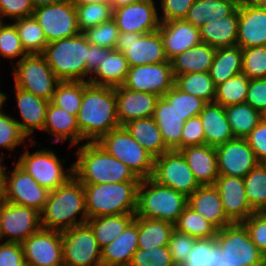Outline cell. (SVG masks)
<instances>
[{"mask_svg": "<svg viewBox=\"0 0 266 266\" xmlns=\"http://www.w3.org/2000/svg\"><path fill=\"white\" fill-rule=\"evenodd\" d=\"M77 124L86 142H97L103 135L120 127L115 87L83 81V97Z\"/></svg>", "mask_w": 266, "mask_h": 266, "instance_id": "1", "label": "cell"}, {"mask_svg": "<svg viewBox=\"0 0 266 266\" xmlns=\"http://www.w3.org/2000/svg\"><path fill=\"white\" fill-rule=\"evenodd\" d=\"M41 215L43 229L65 231L88 220L83 184L72 176L65 184L49 191Z\"/></svg>", "mask_w": 266, "mask_h": 266, "instance_id": "2", "label": "cell"}, {"mask_svg": "<svg viewBox=\"0 0 266 266\" xmlns=\"http://www.w3.org/2000/svg\"><path fill=\"white\" fill-rule=\"evenodd\" d=\"M79 147V148H78ZM74 151V176L82 184L140 181L123 162L110 155L97 142H84Z\"/></svg>", "mask_w": 266, "mask_h": 266, "instance_id": "3", "label": "cell"}, {"mask_svg": "<svg viewBox=\"0 0 266 266\" xmlns=\"http://www.w3.org/2000/svg\"><path fill=\"white\" fill-rule=\"evenodd\" d=\"M207 266H266V256L242 223H232L218 230L207 247Z\"/></svg>", "mask_w": 266, "mask_h": 266, "instance_id": "4", "label": "cell"}, {"mask_svg": "<svg viewBox=\"0 0 266 266\" xmlns=\"http://www.w3.org/2000/svg\"><path fill=\"white\" fill-rule=\"evenodd\" d=\"M139 182L83 184L87 218L136 214Z\"/></svg>", "mask_w": 266, "mask_h": 266, "instance_id": "5", "label": "cell"}, {"mask_svg": "<svg viewBox=\"0 0 266 266\" xmlns=\"http://www.w3.org/2000/svg\"><path fill=\"white\" fill-rule=\"evenodd\" d=\"M38 146L40 148L34 151H30L29 147ZM24 150L21 152L19 157L16 158L14 153L13 159L22 169H24L28 174H30L36 182L46 188L48 191L55 190L57 187L65 184L72 176L73 172V163L66 167L65 158H60L56 154L57 152L54 149H51V146L41 147L40 142L29 141L25 146ZM66 167V168H65Z\"/></svg>", "mask_w": 266, "mask_h": 266, "instance_id": "6", "label": "cell"}, {"mask_svg": "<svg viewBox=\"0 0 266 266\" xmlns=\"http://www.w3.org/2000/svg\"><path fill=\"white\" fill-rule=\"evenodd\" d=\"M188 206V197L152 178L141 179L138 185L136 216L175 224Z\"/></svg>", "mask_w": 266, "mask_h": 266, "instance_id": "7", "label": "cell"}, {"mask_svg": "<svg viewBox=\"0 0 266 266\" xmlns=\"http://www.w3.org/2000/svg\"><path fill=\"white\" fill-rule=\"evenodd\" d=\"M42 55L61 81L87 82L88 41L83 33L48 43Z\"/></svg>", "mask_w": 266, "mask_h": 266, "instance_id": "8", "label": "cell"}, {"mask_svg": "<svg viewBox=\"0 0 266 266\" xmlns=\"http://www.w3.org/2000/svg\"><path fill=\"white\" fill-rule=\"evenodd\" d=\"M11 169L2 163L0 194L3 200L42 212L49 191L22 169L15 161ZM9 169V170H7ZM10 174V175H9Z\"/></svg>", "mask_w": 266, "mask_h": 266, "instance_id": "9", "label": "cell"}, {"mask_svg": "<svg viewBox=\"0 0 266 266\" xmlns=\"http://www.w3.org/2000/svg\"><path fill=\"white\" fill-rule=\"evenodd\" d=\"M97 143L110 155L128 166L139 179L152 177L154 157L130 135L124 126L103 135Z\"/></svg>", "mask_w": 266, "mask_h": 266, "instance_id": "10", "label": "cell"}, {"mask_svg": "<svg viewBox=\"0 0 266 266\" xmlns=\"http://www.w3.org/2000/svg\"><path fill=\"white\" fill-rule=\"evenodd\" d=\"M13 86L51 101L61 80L53 73L42 54L24 56L11 68Z\"/></svg>", "mask_w": 266, "mask_h": 266, "instance_id": "11", "label": "cell"}, {"mask_svg": "<svg viewBox=\"0 0 266 266\" xmlns=\"http://www.w3.org/2000/svg\"><path fill=\"white\" fill-rule=\"evenodd\" d=\"M61 239L64 266H102V249L87 223L62 231Z\"/></svg>", "mask_w": 266, "mask_h": 266, "instance_id": "12", "label": "cell"}, {"mask_svg": "<svg viewBox=\"0 0 266 266\" xmlns=\"http://www.w3.org/2000/svg\"><path fill=\"white\" fill-rule=\"evenodd\" d=\"M151 178L158 184L170 187L187 197L200 187L185 158L177 150H169L154 158Z\"/></svg>", "mask_w": 266, "mask_h": 266, "instance_id": "13", "label": "cell"}, {"mask_svg": "<svg viewBox=\"0 0 266 266\" xmlns=\"http://www.w3.org/2000/svg\"><path fill=\"white\" fill-rule=\"evenodd\" d=\"M114 50L124 54L129 67L168 61L158 31L147 34L120 31Z\"/></svg>", "mask_w": 266, "mask_h": 266, "instance_id": "14", "label": "cell"}, {"mask_svg": "<svg viewBox=\"0 0 266 266\" xmlns=\"http://www.w3.org/2000/svg\"><path fill=\"white\" fill-rule=\"evenodd\" d=\"M32 15L43 29L48 43L81 33L75 4L71 0L35 8Z\"/></svg>", "mask_w": 266, "mask_h": 266, "instance_id": "15", "label": "cell"}, {"mask_svg": "<svg viewBox=\"0 0 266 266\" xmlns=\"http://www.w3.org/2000/svg\"><path fill=\"white\" fill-rule=\"evenodd\" d=\"M41 228L40 212L3 200L0 212L2 241L22 244Z\"/></svg>", "mask_w": 266, "mask_h": 266, "instance_id": "16", "label": "cell"}, {"mask_svg": "<svg viewBox=\"0 0 266 266\" xmlns=\"http://www.w3.org/2000/svg\"><path fill=\"white\" fill-rule=\"evenodd\" d=\"M171 61L129 67L125 88L163 97L174 85Z\"/></svg>", "mask_w": 266, "mask_h": 266, "instance_id": "17", "label": "cell"}, {"mask_svg": "<svg viewBox=\"0 0 266 266\" xmlns=\"http://www.w3.org/2000/svg\"><path fill=\"white\" fill-rule=\"evenodd\" d=\"M21 245L26 266H63L60 231L41 228Z\"/></svg>", "mask_w": 266, "mask_h": 266, "instance_id": "18", "label": "cell"}, {"mask_svg": "<svg viewBox=\"0 0 266 266\" xmlns=\"http://www.w3.org/2000/svg\"><path fill=\"white\" fill-rule=\"evenodd\" d=\"M157 0H140L114 9L113 19L119 31L147 34L158 31L160 17Z\"/></svg>", "mask_w": 266, "mask_h": 266, "instance_id": "19", "label": "cell"}, {"mask_svg": "<svg viewBox=\"0 0 266 266\" xmlns=\"http://www.w3.org/2000/svg\"><path fill=\"white\" fill-rule=\"evenodd\" d=\"M215 151L219 175L244 178L259 163L244 138H233Z\"/></svg>", "mask_w": 266, "mask_h": 266, "instance_id": "20", "label": "cell"}, {"mask_svg": "<svg viewBox=\"0 0 266 266\" xmlns=\"http://www.w3.org/2000/svg\"><path fill=\"white\" fill-rule=\"evenodd\" d=\"M12 89L15 94V108L20 116L19 119H14L29 141H35V135L32 134L36 133L35 131L43 132L50 101L15 86Z\"/></svg>", "mask_w": 266, "mask_h": 266, "instance_id": "21", "label": "cell"}, {"mask_svg": "<svg viewBox=\"0 0 266 266\" xmlns=\"http://www.w3.org/2000/svg\"><path fill=\"white\" fill-rule=\"evenodd\" d=\"M214 186L219 191L224 212L232 223H242L255 213L247 201L243 178L219 175Z\"/></svg>", "mask_w": 266, "mask_h": 266, "instance_id": "22", "label": "cell"}, {"mask_svg": "<svg viewBox=\"0 0 266 266\" xmlns=\"http://www.w3.org/2000/svg\"><path fill=\"white\" fill-rule=\"evenodd\" d=\"M115 95L120 126L132 120L153 117L160 98L151 93L132 91L123 85L115 87Z\"/></svg>", "mask_w": 266, "mask_h": 266, "instance_id": "23", "label": "cell"}, {"mask_svg": "<svg viewBox=\"0 0 266 266\" xmlns=\"http://www.w3.org/2000/svg\"><path fill=\"white\" fill-rule=\"evenodd\" d=\"M158 32L169 61L202 42L199 29L184 19L161 22Z\"/></svg>", "mask_w": 266, "mask_h": 266, "instance_id": "24", "label": "cell"}, {"mask_svg": "<svg viewBox=\"0 0 266 266\" xmlns=\"http://www.w3.org/2000/svg\"><path fill=\"white\" fill-rule=\"evenodd\" d=\"M43 133L50 134L51 144L68 142L69 149L86 142L78 129L77 116L49 102Z\"/></svg>", "mask_w": 266, "mask_h": 266, "instance_id": "25", "label": "cell"}, {"mask_svg": "<svg viewBox=\"0 0 266 266\" xmlns=\"http://www.w3.org/2000/svg\"><path fill=\"white\" fill-rule=\"evenodd\" d=\"M237 46L242 49L266 46V8L252 7L239 2Z\"/></svg>", "mask_w": 266, "mask_h": 266, "instance_id": "26", "label": "cell"}, {"mask_svg": "<svg viewBox=\"0 0 266 266\" xmlns=\"http://www.w3.org/2000/svg\"><path fill=\"white\" fill-rule=\"evenodd\" d=\"M188 206L202 215L217 230L232 224L224 212L219 191L214 185L200 186L188 197Z\"/></svg>", "mask_w": 266, "mask_h": 266, "instance_id": "27", "label": "cell"}, {"mask_svg": "<svg viewBox=\"0 0 266 266\" xmlns=\"http://www.w3.org/2000/svg\"><path fill=\"white\" fill-rule=\"evenodd\" d=\"M200 186L214 185L219 177L215 147L189 146L179 150Z\"/></svg>", "mask_w": 266, "mask_h": 266, "instance_id": "28", "label": "cell"}, {"mask_svg": "<svg viewBox=\"0 0 266 266\" xmlns=\"http://www.w3.org/2000/svg\"><path fill=\"white\" fill-rule=\"evenodd\" d=\"M138 249V216L125 228L120 236L102 249V266H129Z\"/></svg>", "mask_w": 266, "mask_h": 266, "instance_id": "29", "label": "cell"}, {"mask_svg": "<svg viewBox=\"0 0 266 266\" xmlns=\"http://www.w3.org/2000/svg\"><path fill=\"white\" fill-rule=\"evenodd\" d=\"M153 118L161 132L162 139L169 150L181 149V137L186 116L181 115L164 98L158 99Z\"/></svg>", "mask_w": 266, "mask_h": 266, "instance_id": "30", "label": "cell"}, {"mask_svg": "<svg viewBox=\"0 0 266 266\" xmlns=\"http://www.w3.org/2000/svg\"><path fill=\"white\" fill-rule=\"evenodd\" d=\"M199 117L204 130L205 144L208 146L216 147L235 138L224 106L216 102L206 103Z\"/></svg>", "mask_w": 266, "mask_h": 266, "instance_id": "31", "label": "cell"}, {"mask_svg": "<svg viewBox=\"0 0 266 266\" xmlns=\"http://www.w3.org/2000/svg\"><path fill=\"white\" fill-rule=\"evenodd\" d=\"M168 248L175 266H207V247L195 237L174 230Z\"/></svg>", "mask_w": 266, "mask_h": 266, "instance_id": "32", "label": "cell"}, {"mask_svg": "<svg viewBox=\"0 0 266 266\" xmlns=\"http://www.w3.org/2000/svg\"><path fill=\"white\" fill-rule=\"evenodd\" d=\"M238 8L229 16L209 21L199 28L201 41L215 48L236 46Z\"/></svg>", "mask_w": 266, "mask_h": 266, "instance_id": "33", "label": "cell"}, {"mask_svg": "<svg viewBox=\"0 0 266 266\" xmlns=\"http://www.w3.org/2000/svg\"><path fill=\"white\" fill-rule=\"evenodd\" d=\"M215 52V47L201 42L176 55L170 60L174 77L187 73L209 72Z\"/></svg>", "mask_w": 266, "mask_h": 266, "instance_id": "34", "label": "cell"}, {"mask_svg": "<svg viewBox=\"0 0 266 266\" xmlns=\"http://www.w3.org/2000/svg\"><path fill=\"white\" fill-rule=\"evenodd\" d=\"M129 65L123 53L114 49L104 55L101 64L90 75L89 83L94 85L117 87L124 84Z\"/></svg>", "mask_w": 266, "mask_h": 266, "instance_id": "35", "label": "cell"}, {"mask_svg": "<svg viewBox=\"0 0 266 266\" xmlns=\"http://www.w3.org/2000/svg\"><path fill=\"white\" fill-rule=\"evenodd\" d=\"M124 127L154 158L169 151L153 117L132 120L126 123Z\"/></svg>", "mask_w": 266, "mask_h": 266, "instance_id": "36", "label": "cell"}, {"mask_svg": "<svg viewBox=\"0 0 266 266\" xmlns=\"http://www.w3.org/2000/svg\"><path fill=\"white\" fill-rule=\"evenodd\" d=\"M239 2V0H195L184 20L199 29L209 21L231 15L238 8Z\"/></svg>", "mask_w": 266, "mask_h": 266, "instance_id": "37", "label": "cell"}, {"mask_svg": "<svg viewBox=\"0 0 266 266\" xmlns=\"http://www.w3.org/2000/svg\"><path fill=\"white\" fill-rule=\"evenodd\" d=\"M242 73V48L240 46L216 48L209 74L217 86Z\"/></svg>", "mask_w": 266, "mask_h": 266, "instance_id": "38", "label": "cell"}, {"mask_svg": "<svg viewBox=\"0 0 266 266\" xmlns=\"http://www.w3.org/2000/svg\"><path fill=\"white\" fill-rule=\"evenodd\" d=\"M174 229L179 233L197 238L206 247L213 242L218 231L190 206H187L180 214L177 222L174 224Z\"/></svg>", "mask_w": 266, "mask_h": 266, "instance_id": "39", "label": "cell"}, {"mask_svg": "<svg viewBox=\"0 0 266 266\" xmlns=\"http://www.w3.org/2000/svg\"><path fill=\"white\" fill-rule=\"evenodd\" d=\"M174 230V224L170 222L138 217V248L168 246Z\"/></svg>", "mask_w": 266, "mask_h": 266, "instance_id": "40", "label": "cell"}, {"mask_svg": "<svg viewBox=\"0 0 266 266\" xmlns=\"http://www.w3.org/2000/svg\"><path fill=\"white\" fill-rule=\"evenodd\" d=\"M134 218L135 214L109 215L88 219L86 223L93 230L99 246L103 249L120 236Z\"/></svg>", "mask_w": 266, "mask_h": 266, "instance_id": "41", "label": "cell"}, {"mask_svg": "<svg viewBox=\"0 0 266 266\" xmlns=\"http://www.w3.org/2000/svg\"><path fill=\"white\" fill-rule=\"evenodd\" d=\"M225 114L235 138H246L261 121V112L247 103L225 107Z\"/></svg>", "mask_w": 266, "mask_h": 266, "instance_id": "42", "label": "cell"}, {"mask_svg": "<svg viewBox=\"0 0 266 266\" xmlns=\"http://www.w3.org/2000/svg\"><path fill=\"white\" fill-rule=\"evenodd\" d=\"M15 25L22 47L27 55L42 54L48 42L43 29L33 15L12 21Z\"/></svg>", "mask_w": 266, "mask_h": 266, "instance_id": "43", "label": "cell"}, {"mask_svg": "<svg viewBox=\"0 0 266 266\" xmlns=\"http://www.w3.org/2000/svg\"><path fill=\"white\" fill-rule=\"evenodd\" d=\"M174 85L181 91L201 98L206 103L214 102L216 86L209 72L187 73L175 76Z\"/></svg>", "mask_w": 266, "mask_h": 266, "instance_id": "44", "label": "cell"}, {"mask_svg": "<svg viewBox=\"0 0 266 266\" xmlns=\"http://www.w3.org/2000/svg\"><path fill=\"white\" fill-rule=\"evenodd\" d=\"M247 201L255 212L266 211V170L258 163L244 178Z\"/></svg>", "mask_w": 266, "mask_h": 266, "instance_id": "45", "label": "cell"}, {"mask_svg": "<svg viewBox=\"0 0 266 266\" xmlns=\"http://www.w3.org/2000/svg\"><path fill=\"white\" fill-rule=\"evenodd\" d=\"M249 81L243 73L227 79L216 86L214 102L224 107L245 103Z\"/></svg>", "mask_w": 266, "mask_h": 266, "instance_id": "46", "label": "cell"}, {"mask_svg": "<svg viewBox=\"0 0 266 266\" xmlns=\"http://www.w3.org/2000/svg\"><path fill=\"white\" fill-rule=\"evenodd\" d=\"M83 97V81H61L51 102L69 114L78 115Z\"/></svg>", "mask_w": 266, "mask_h": 266, "instance_id": "47", "label": "cell"}, {"mask_svg": "<svg viewBox=\"0 0 266 266\" xmlns=\"http://www.w3.org/2000/svg\"><path fill=\"white\" fill-rule=\"evenodd\" d=\"M75 9L81 33L113 18L114 10L110 3L75 4Z\"/></svg>", "mask_w": 266, "mask_h": 266, "instance_id": "48", "label": "cell"}, {"mask_svg": "<svg viewBox=\"0 0 266 266\" xmlns=\"http://www.w3.org/2000/svg\"><path fill=\"white\" fill-rule=\"evenodd\" d=\"M29 139L22 133L18 122L7 111L0 113V148L14 151L19 145H26ZM6 153L0 154V159L5 161Z\"/></svg>", "mask_w": 266, "mask_h": 266, "instance_id": "49", "label": "cell"}, {"mask_svg": "<svg viewBox=\"0 0 266 266\" xmlns=\"http://www.w3.org/2000/svg\"><path fill=\"white\" fill-rule=\"evenodd\" d=\"M26 55L15 25L12 22H5L0 28V57L12 60L11 66H13Z\"/></svg>", "mask_w": 266, "mask_h": 266, "instance_id": "50", "label": "cell"}, {"mask_svg": "<svg viewBox=\"0 0 266 266\" xmlns=\"http://www.w3.org/2000/svg\"><path fill=\"white\" fill-rule=\"evenodd\" d=\"M186 120L199 116L206 102L199 97L179 90L175 85L163 96Z\"/></svg>", "mask_w": 266, "mask_h": 266, "instance_id": "51", "label": "cell"}, {"mask_svg": "<svg viewBox=\"0 0 266 266\" xmlns=\"http://www.w3.org/2000/svg\"><path fill=\"white\" fill-rule=\"evenodd\" d=\"M242 73L248 79L266 78V46L242 49Z\"/></svg>", "mask_w": 266, "mask_h": 266, "instance_id": "52", "label": "cell"}, {"mask_svg": "<svg viewBox=\"0 0 266 266\" xmlns=\"http://www.w3.org/2000/svg\"><path fill=\"white\" fill-rule=\"evenodd\" d=\"M119 29L113 18L95 27L83 31V35L91 45L114 49L119 37Z\"/></svg>", "mask_w": 266, "mask_h": 266, "instance_id": "53", "label": "cell"}, {"mask_svg": "<svg viewBox=\"0 0 266 266\" xmlns=\"http://www.w3.org/2000/svg\"><path fill=\"white\" fill-rule=\"evenodd\" d=\"M129 266H175L168 246L137 249Z\"/></svg>", "mask_w": 266, "mask_h": 266, "instance_id": "54", "label": "cell"}, {"mask_svg": "<svg viewBox=\"0 0 266 266\" xmlns=\"http://www.w3.org/2000/svg\"><path fill=\"white\" fill-rule=\"evenodd\" d=\"M242 224L252 242L266 256V211L253 213Z\"/></svg>", "mask_w": 266, "mask_h": 266, "instance_id": "55", "label": "cell"}, {"mask_svg": "<svg viewBox=\"0 0 266 266\" xmlns=\"http://www.w3.org/2000/svg\"><path fill=\"white\" fill-rule=\"evenodd\" d=\"M195 0H158L161 22L185 19ZM159 2V3H158Z\"/></svg>", "mask_w": 266, "mask_h": 266, "instance_id": "56", "label": "cell"}, {"mask_svg": "<svg viewBox=\"0 0 266 266\" xmlns=\"http://www.w3.org/2000/svg\"><path fill=\"white\" fill-rule=\"evenodd\" d=\"M31 0H0V15L12 22L16 19L31 16L34 13Z\"/></svg>", "mask_w": 266, "mask_h": 266, "instance_id": "57", "label": "cell"}, {"mask_svg": "<svg viewBox=\"0 0 266 266\" xmlns=\"http://www.w3.org/2000/svg\"><path fill=\"white\" fill-rule=\"evenodd\" d=\"M199 145H205V136L200 117L195 116L187 119L183 125L181 149Z\"/></svg>", "mask_w": 266, "mask_h": 266, "instance_id": "58", "label": "cell"}, {"mask_svg": "<svg viewBox=\"0 0 266 266\" xmlns=\"http://www.w3.org/2000/svg\"><path fill=\"white\" fill-rule=\"evenodd\" d=\"M245 103L255 110H266V78L250 79Z\"/></svg>", "mask_w": 266, "mask_h": 266, "instance_id": "59", "label": "cell"}, {"mask_svg": "<svg viewBox=\"0 0 266 266\" xmlns=\"http://www.w3.org/2000/svg\"><path fill=\"white\" fill-rule=\"evenodd\" d=\"M0 266H26L22 245L1 241Z\"/></svg>", "mask_w": 266, "mask_h": 266, "instance_id": "60", "label": "cell"}, {"mask_svg": "<svg viewBox=\"0 0 266 266\" xmlns=\"http://www.w3.org/2000/svg\"><path fill=\"white\" fill-rule=\"evenodd\" d=\"M259 163L266 160V124L261 120L245 138Z\"/></svg>", "mask_w": 266, "mask_h": 266, "instance_id": "61", "label": "cell"}, {"mask_svg": "<svg viewBox=\"0 0 266 266\" xmlns=\"http://www.w3.org/2000/svg\"><path fill=\"white\" fill-rule=\"evenodd\" d=\"M112 50L113 49L103 48L88 43V59H86L87 82H89L90 75L101 64L104 55H109Z\"/></svg>", "mask_w": 266, "mask_h": 266, "instance_id": "62", "label": "cell"}, {"mask_svg": "<svg viewBox=\"0 0 266 266\" xmlns=\"http://www.w3.org/2000/svg\"><path fill=\"white\" fill-rule=\"evenodd\" d=\"M34 8H38L41 6L58 4L61 2H66L67 0H31Z\"/></svg>", "mask_w": 266, "mask_h": 266, "instance_id": "63", "label": "cell"}, {"mask_svg": "<svg viewBox=\"0 0 266 266\" xmlns=\"http://www.w3.org/2000/svg\"><path fill=\"white\" fill-rule=\"evenodd\" d=\"M240 3L252 6L266 8V0H239Z\"/></svg>", "mask_w": 266, "mask_h": 266, "instance_id": "64", "label": "cell"}, {"mask_svg": "<svg viewBox=\"0 0 266 266\" xmlns=\"http://www.w3.org/2000/svg\"><path fill=\"white\" fill-rule=\"evenodd\" d=\"M140 0H109V3L112 5L113 10L125 5L136 3Z\"/></svg>", "mask_w": 266, "mask_h": 266, "instance_id": "65", "label": "cell"}, {"mask_svg": "<svg viewBox=\"0 0 266 266\" xmlns=\"http://www.w3.org/2000/svg\"><path fill=\"white\" fill-rule=\"evenodd\" d=\"M6 93L7 92H3V91L0 90V113H3L5 111L4 108H6L5 105H7V102L6 101L9 99L7 97L8 96H11V95H7Z\"/></svg>", "mask_w": 266, "mask_h": 266, "instance_id": "66", "label": "cell"}, {"mask_svg": "<svg viewBox=\"0 0 266 266\" xmlns=\"http://www.w3.org/2000/svg\"><path fill=\"white\" fill-rule=\"evenodd\" d=\"M74 4L109 3V0H71Z\"/></svg>", "mask_w": 266, "mask_h": 266, "instance_id": "67", "label": "cell"}, {"mask_svg": "<svg viewBox=\"0 0 266 266\" xmlns=\"http://www.w3.org/2000/svg\"><path fill=\"white\" fill-rule=\"evenodd\" d=\"M261 120L266 124V110L261 113Z\"/></svg>", "mask_w": 266, "mask_h": 266, "instance_id": "68", "label": "cell"}, {"mask_svg": "<svg viewBox=\"0 0 266 266\" xmlns=\"http://www.w3.org/2000/svg\"><path fill=\"white\" fill-rule=\"evenodd\" d=\"M2 203H3V198H2V196L0 194V212H1V205H2ZM1 241H2V237H1V231H0V242Z\"/></svg>", "mask_w": 266, "mask_h": 266, "instance_id": "69", "label": "cell"}, {"mask_svg": "<svg viewBox=\"0 0 266 266\" xmlns=\"http://www.w3.org/2000/svg\"><path fill=\"white\" fill-rule=\"evenodd\" d=\"M6 21L4 20V18L0 15V28L4 25Z\"/></svg>", "mask_w": 266, "mask_h": 266, "instance_id": "70", "label": "cell"}, {"mask_svg": "<svg viewBox=\"0 0 266 266\" xmlns=\"http://www.w3.org/2000/svg\"><path fill=\"white\" fill-rule=\"evenodd\" d=\"M2 163H4V161H2V160L0 159V181H1V166H2Z\"/></svg>", "mask_w": 266, "mask_h": 266, "instance_id": "71", "label": "cell"}, {"mask_svg": "<svg viewBox=\"0 0 266 266\" xmlns=\"http://www.w3.org/2000/svg\"><path fill=\"white\" fill-rule=\"evenodd\" d=\"M261 164L263 165V167H264L265 170H266V160H263V161L261 162Z\"/></svg>", "mask_w": 266, "mask_h": 266, "instance_id": "72", "label": "cell"}]
</instances>
